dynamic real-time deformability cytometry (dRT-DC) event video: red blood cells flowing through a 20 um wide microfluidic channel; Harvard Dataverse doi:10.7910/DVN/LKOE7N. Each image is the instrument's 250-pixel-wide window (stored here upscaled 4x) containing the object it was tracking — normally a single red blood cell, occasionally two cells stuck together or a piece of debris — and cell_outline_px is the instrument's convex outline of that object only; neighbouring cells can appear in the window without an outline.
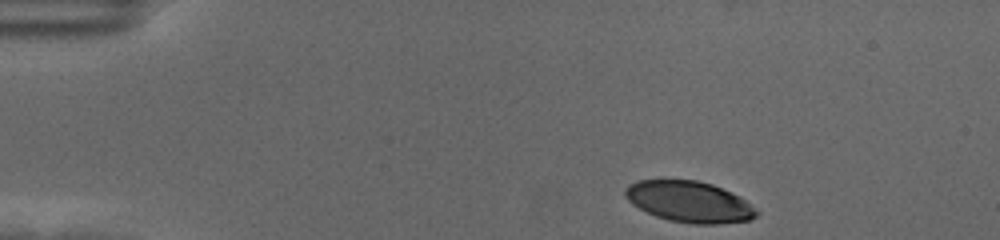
{"species": "human", "species_latin": "Homo sapiens", "temperature_condition": "cold", "stored_images_in_passage": 42, "camera_frame_rate_fps": 3000, "um_per_image_px": 0.085, "donor": {"sex": "female"}, "frame": {"image": 1, "passage_image": 1, "time_ms": 0.0, "image_size_px": [1000, 240], "cell_outline_px": [[760, 212], [756, 216], [748, 220], [716, 224], [692, 224], [668, 220], [656, 216], [632, 204], [624, 196], [624, 192], [628, 184], [640, 180], [696, 180], [712, 184], [740, 196]], "centroid_in_image_um": [58.58, 17.15], "position_along_channel_um": 26.4, "area_um2": 31.33}}
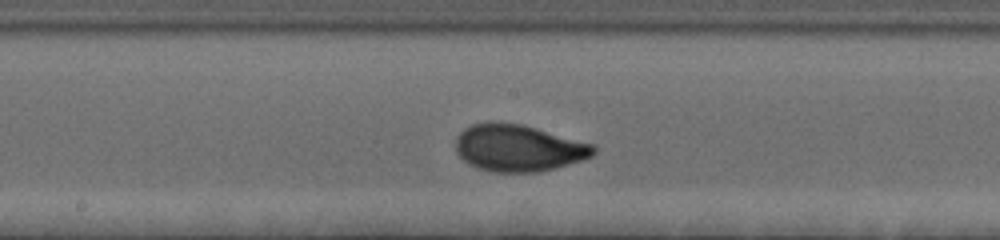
{"frame": {"image": 2, "passage_image": 23, "time_ms": 7.333, "image_size_px": [1000, 240], "cell_outline_px": [[596, 152], [592, 156], [580, 160], [552, 168], [536, 172], [492, 172], [476, 168], [468, 164], [456, 152], [456, 136], [464, 128], [472, 124], [488, 120], [492, 120], [524, 124], [592, 144], [596, 148]], "centroid_in_image_um": [44.0, 12.55], "position_along_channel_um": 204.2, "area_um2": 37.86}}
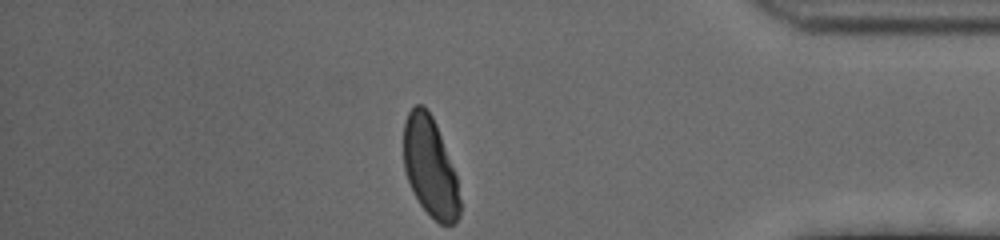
{"frame": {"image": 3, "passage_image": 42, "time_ms": 13.667, "image_size_px": [1000, 240], "cell_outline_px": [[460, 216], [456, 224], [440, 224], [420, 204], [408, 180], [404, 168], [404, 120], [408, 112], [416, 104], [424, 104], [432, 116], [436, 124], [456, 176], [460, 200]], "centroid_in_image_um": [36.56, 14.19], "position_along_channel_um": 398.6, "area_um2": 32.31}, "authors_computed_cell_mechanics": {"area_um2": 35.6626, "velocity_mm_per_s": 3.5136, "shape_relaxation_time_tau1_ms": 2.7407, "shape_relaxation_time_tau2_ms": null, "deformation_change_tau1": 0.1581, "deformation_change_tau2": null}}